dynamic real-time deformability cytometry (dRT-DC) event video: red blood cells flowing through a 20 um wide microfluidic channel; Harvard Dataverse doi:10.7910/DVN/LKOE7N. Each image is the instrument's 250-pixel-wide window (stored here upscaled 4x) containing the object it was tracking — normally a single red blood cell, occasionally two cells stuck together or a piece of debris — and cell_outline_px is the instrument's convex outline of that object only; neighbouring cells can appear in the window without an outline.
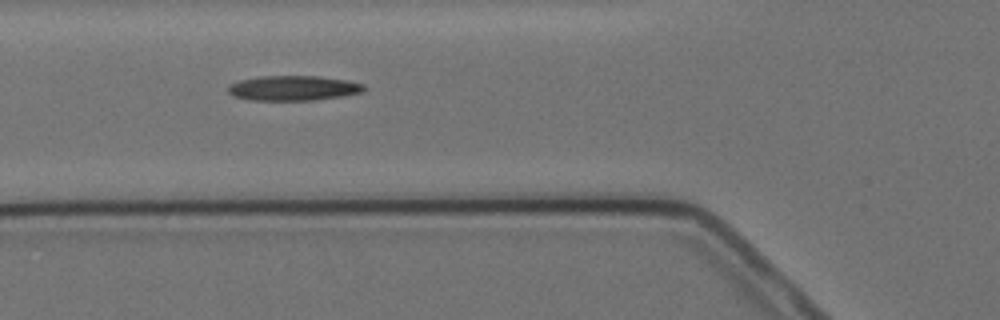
{"species": "Egyptian fruit bat (a non-hibernating species)", "species_latin": "Rousettus aegyptiacus", "temperature_condition": "cold", "stored_images_in_passage": 8, "camera_frame_rate_fps": 3000, "um_per_image_px": 0.085, "animal": {"sex": "female"}, "frame": {"image": 1, "passage_image": 3, "time_ms": 2.333, "image_size_px": [1000, 320], "cell_outline_px": [[368, 88], [364, 92], [340, 96], [312, 100], [252, 100], [236, 96], [228, 92], [228, 88], [232, 84], [240, 80], [260, 76], [320, 76], [348, 80], [364, 84]], "centroid_in_image_um": [25.01, 7.48], "position_along_channel_um": 100.8, "area_um2": 19.65}}
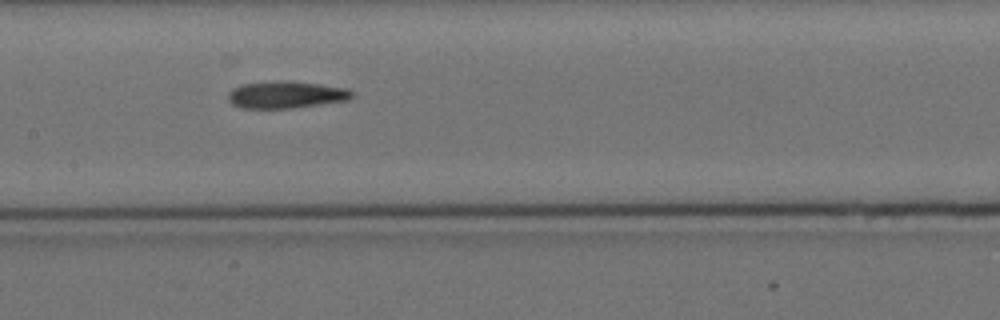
{"frame": {"image": 2, "passage_image": 5, "time_ms": 4.667, "image_size_px": [1000, 320], "cell_outline_px": [[352, 96], [348, 100], [292, 108], [240, 108], [232, 104], [228, 100], [228, 92], [232, 88], [240, 84], [320, 84], [348, 88], [352, 92]], "centroid_in_image_um": [24.29, 8.11], "position_along_channel_um": 183.1, "area_um2": 18.44}}
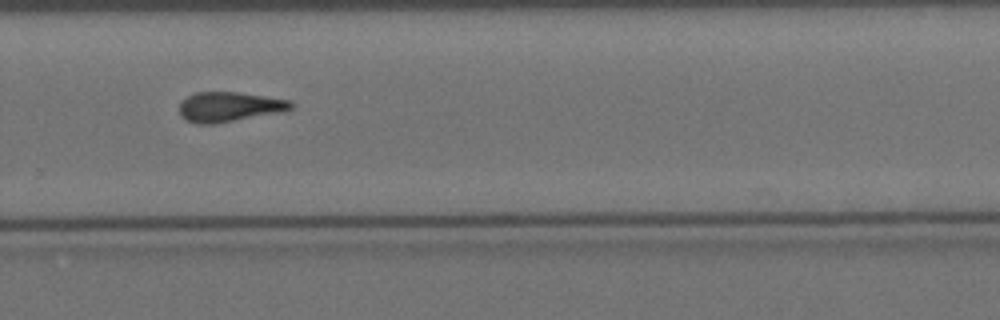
{"frame": {"image": 3, "passage_image": 8, "time_ms": 8.333, "image_size_px": [1000, 320], "cell_outline_px": [[292, 108], [284, 112], [212, 124], [196, 124], [184, 120], [180, 116], [180, 104], [188, 96], [196, 92], [236, 92], [264, 96], [288, 100], [292, 104]], "centroid_in_image_um": [19.46, 9.09], "position_along_channel_um": 310.3, "area_um2": 19.31}}